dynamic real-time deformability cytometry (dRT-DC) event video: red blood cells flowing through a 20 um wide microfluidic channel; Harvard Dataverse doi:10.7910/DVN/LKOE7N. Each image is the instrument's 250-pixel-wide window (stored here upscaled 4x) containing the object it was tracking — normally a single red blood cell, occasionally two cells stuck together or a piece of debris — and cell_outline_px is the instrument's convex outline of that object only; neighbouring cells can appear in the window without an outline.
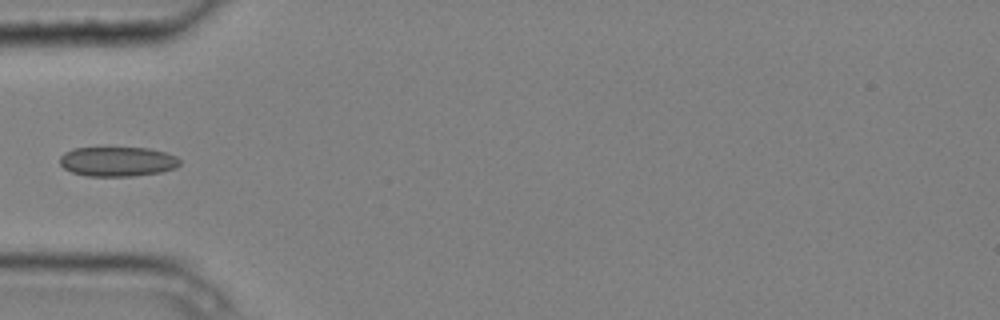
{"species": "common noctule bat (a hibernating species)", "species_latin": "Nyctalus noctula", "temperature_condition": "cold", "stored_images_in_passage": 5, "camera_frame_rate_fps": 3000, "um_per_image_px": 0.085, "animal": {"sex": "male", "body_mass_g": 20.4}, "frame": {"image": 1, "passage_image": 4, "time_ms": 1.0, "image_size_px": [1000, 320], "cell_outline_px": [[180, 164], [176, 168], [160, 172], [132, 176], [88, 176], [72, 172], [64, 168], [60, 164], [60, 156], [64, 152], [72, 148], [148, 148], [164, 152], [176, 156], [180, 160]], "centroid_in_image_um": [9.98, 13.73], "position_along_channel_um": 75.0, "area_um2": 20.69}}
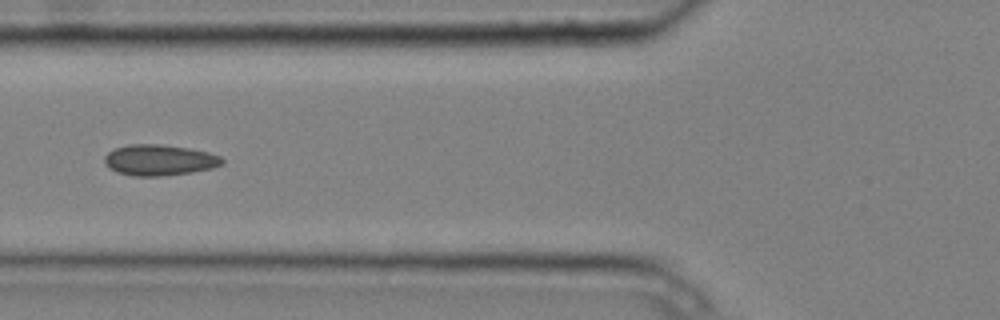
{"frame": {"image": 2, "passage_image": 5, "time_ms": 1.333, "image_size_px": [1000, 320], "cell_outline_px": [[224, 164], [212, 168], [192, 172], [160, 176], [132, 176], [116, 172], [108, 168], [104, 164], [104, 156], [108, 152], [116, 148], [128, 144], [160, 144], [188, 148], [208, 152], [220, 156], [224, 160]], "centroid_in_image_um": [13.52, 13.61], "position_along_channel_um": 112.3, "area_um2": 21.33}}